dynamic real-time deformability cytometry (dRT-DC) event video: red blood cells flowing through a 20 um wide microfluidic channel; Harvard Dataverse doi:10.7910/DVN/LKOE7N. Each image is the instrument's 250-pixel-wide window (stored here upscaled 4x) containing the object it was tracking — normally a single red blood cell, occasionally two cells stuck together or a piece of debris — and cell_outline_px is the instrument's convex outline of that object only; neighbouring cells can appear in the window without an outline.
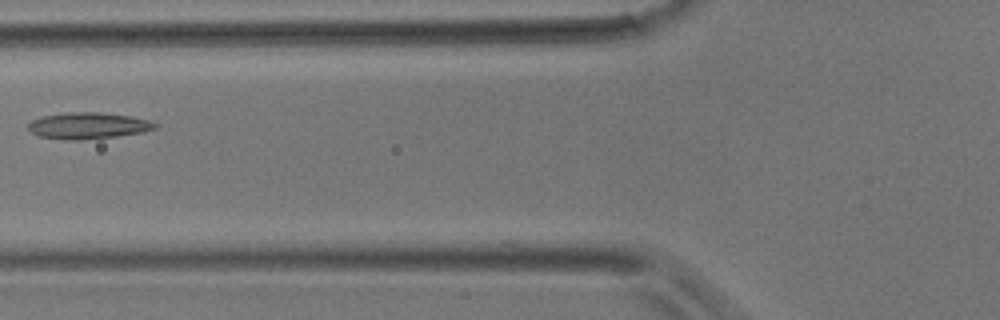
{"species": "common noctule bat (a hibernating species)", "species_latin": "Nyctalus noctula", "temperature_condition": "room temperature", "stored_images_in_passage": 4, "camera_frame_rate_fps": 3000, "um_per_image_px": 0.085, "animal": {"sex": "male", "body_mass_g": 17.9}, "frame": {"image": 1, "passage_image": 4, "time_ms": 1.0, "image_size_px": [1000, 320], "cell_outline_px": [[160, 124], [156, 128], [140, 132], [116, 136], [84, 140], [68, 140], [40, 136], [32, 132], [28, 128], [28, 124], [32, 120], [44, 116], [72, 112], [100, 112], [132, 116], [148, 120]], "centroid_in_image_um": [7.52, 10.68], "position_along_channel_um": 118.3, "area_um2": 19.36}}